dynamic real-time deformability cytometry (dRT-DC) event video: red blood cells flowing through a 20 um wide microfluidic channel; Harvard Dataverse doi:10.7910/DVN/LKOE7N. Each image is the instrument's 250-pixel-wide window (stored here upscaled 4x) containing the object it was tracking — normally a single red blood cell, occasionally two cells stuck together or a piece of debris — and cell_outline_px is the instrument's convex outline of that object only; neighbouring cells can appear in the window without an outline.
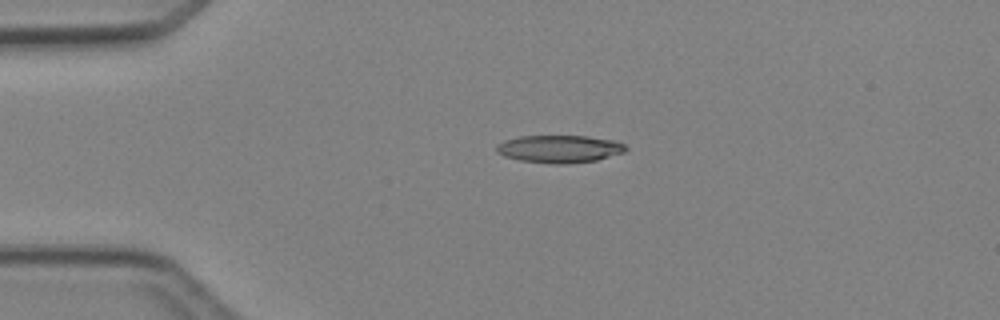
{"species": "Egyptian fruit bat (a non-hibernating species)", "species_latin": "Rousettus aegyptiacus", "temperature_condition": "cold", "stored_images_in_passage": 3, "camera_frame_rate_fps": 3000, "um_per_image_px": 0.085, "animal": {"sex": "female"}, "frame": {"image": 1, "passage_image": 2, "time_ms": 1.333, "image_size_px": [1000, 320], "cell_outline_px": [[628, 148], [624, 152], [596, 160], [568, 164], [548, 164], [520, 160], [504, 156], [496, 152], [496, 144], [504, 140], [520, 136], [588, 136], [616, 140], [624, 144]], "centroid_in_image_um": [47.54, 12.66], "position_along_channel_um": 37.5, "area_um2": 20.98}}